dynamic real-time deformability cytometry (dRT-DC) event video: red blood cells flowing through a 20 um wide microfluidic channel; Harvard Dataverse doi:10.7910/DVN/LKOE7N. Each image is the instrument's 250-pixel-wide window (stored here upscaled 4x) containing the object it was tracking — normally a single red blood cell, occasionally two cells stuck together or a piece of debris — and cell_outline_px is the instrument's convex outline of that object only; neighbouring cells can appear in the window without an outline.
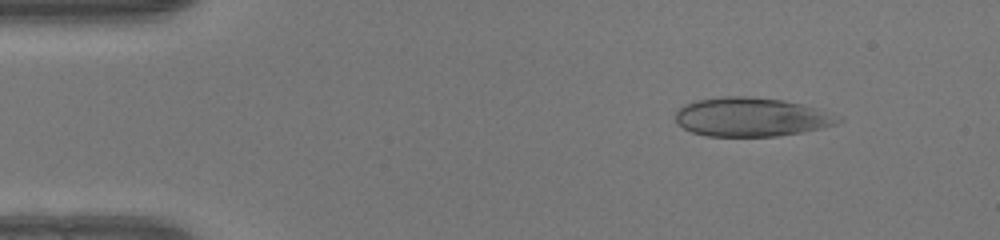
{"species": "human", "species_latin": "Homo sapiens", "temperature_condition": "warm", "stored_images_in_passage": 49, "camera_frame_rate_fps": 3000, "um_per_image_px": 0.085, "donor": {"sex": "female"}, "frame": {"image": 1, "passage_image": 6, "time_ms": 1.667, "image_size_px": [1000, 240], "cell_outline_px": [[844, 120], [836, 124], [820, 128], [800, 132], [776, 136], [708, 136], [692, 132], [684, 128], [676, 120], [676, 112], [684, 104], [696, 100], [724, 96], [744, 96], [784, 100], [800, 104], [812, 108]], "centroid_in_image_um": [63.78, 9.95], "position_along_channel_um": 21.2, "area_um2": 36.18}}
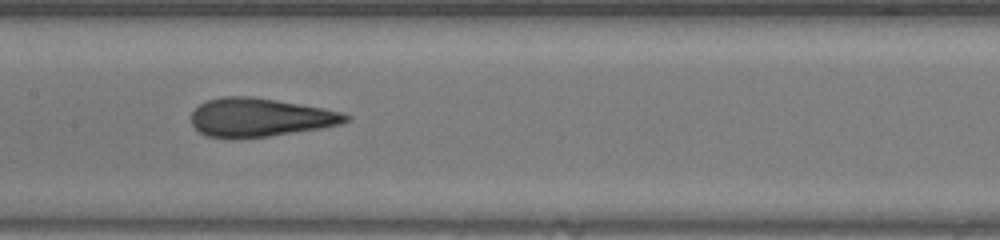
{"frame": {"image": 2, "passage_image": 24, "time_ms": 7.667, "image_size_px": [1000, 240], "cell_outline_px": [[352, 120], [340, 124], [320, 128], [268, 136], [204, 136], [192, 124], [192, 112], [200, 104], [208, 100], [220, 96], [252, 96], [276, 100], [320, 108], [340, 112], [352, 116]], "centroid_in_image_um": [22.11, 9.95], "position_along_channel_um": 185.3, "area_um2": 33.87}}
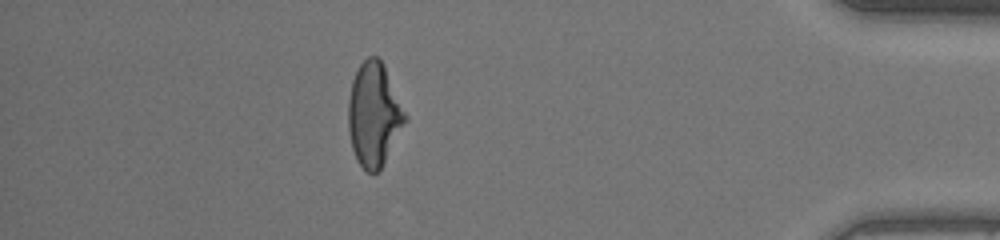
{"frame": {"image": 3, "passage_image": 43, "time_ms": 14.0, "image_size_px": [1000, 240], "cell_outline_px": [[408, 120], [380, 168], [376, 172], [368, 172], [356, 160], [352, 148], [348, 128], [348, 100], [352, 80], [360, 64], [368, 56], [376, 56], [384, 64], [408, 116]], "centroid_in_image_um": [31.79, 9.71], "position_along_channel_um": 403.4, "area_um2": 34.28}, "authors_computed_cell_mechanics": {"area_um2": 34.969, "velocity_mm_per_s": 4.2009, "shape_relaxation_time_tau1_ms": null, "shape_relaxation_time_tau2_ms": 0.9588, "deformation_change_tau1": null, "deformation_change_tau2": 0.0709}}